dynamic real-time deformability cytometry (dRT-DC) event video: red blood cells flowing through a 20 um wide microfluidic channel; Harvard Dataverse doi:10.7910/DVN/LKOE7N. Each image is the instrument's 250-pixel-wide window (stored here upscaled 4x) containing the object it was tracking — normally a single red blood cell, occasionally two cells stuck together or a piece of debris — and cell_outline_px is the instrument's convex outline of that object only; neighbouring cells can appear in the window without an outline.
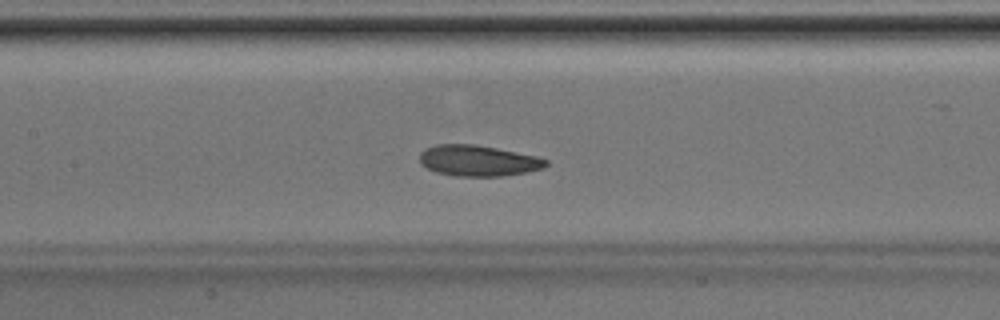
{"species": "Egyptian fruit bat (a non-hibernating species)", "species_latin": "Rousettus aegyptiacus", "temperature_condition": "room temperature", "stored_images_in_passage": 33, "camera_frame_rate_fps": 3000, "um_per_image_px": 0.085, "animal": {"sex": "male"}, "frame": {"image": 1, "passage_image": 15, "time_ms": 4.667, "image_size_px": [1000, 320], "cell_outline_px": [[548, 164], [544, 168], [528, 172], [500, 176], [456, 176], [436, 172], [420, 164], [420, 152], [424, 148], [436, 144], [476, 144], [536, 156], [548, 160]], "centroid_in_image_um": [40.63, 13.65], "position_along_channel_um": 166.8, "area_um2": 22.83}}